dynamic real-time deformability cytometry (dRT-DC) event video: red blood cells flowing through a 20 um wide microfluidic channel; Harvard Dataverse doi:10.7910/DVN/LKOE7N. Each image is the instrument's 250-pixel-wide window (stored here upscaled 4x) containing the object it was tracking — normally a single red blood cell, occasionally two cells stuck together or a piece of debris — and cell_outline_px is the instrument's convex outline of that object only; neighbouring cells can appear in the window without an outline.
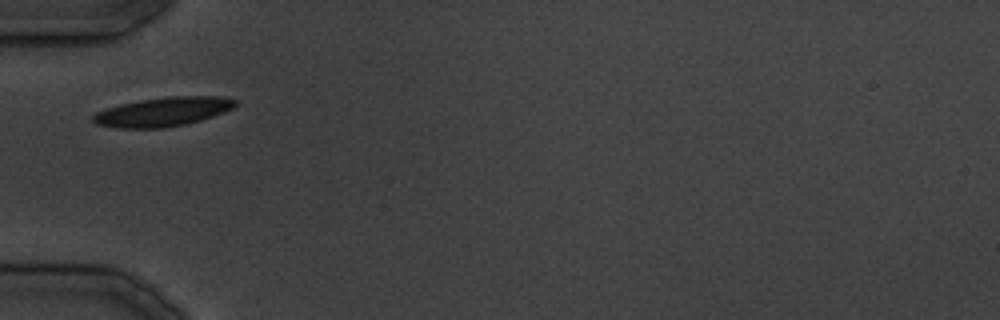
{"species": "common noctule bat (a hibernating species)", "species_latin": "Nyctalus noctula", "temperature_condition": "cold", "stored_images_in_passage": 23, "camera_frame_rate_fps": 3000, "um_per_image_px": 0.085, "animal": {"sex": "male", "body_mass_g": 19.5, "forearm_length_mm": 54.6}, "frame": {"image": 1, "passage_image": 1, "time_ms": 0.0, "image_size_px": [1000, 320], "cell_outline_px": [[236, 104], [232, 108], [224, 112], [200, 120], [184, 124], [164, 128], [116, 128], [96, 124], [92, 120], [92, 116], [96, 112], [120, 104], [140, 100], [172, 96], [216, 96], [236, 100]], "centroid_in_image_um": [13.82, 9.5], "position_along_channel_um": 71.2, "area_um2": 23.87}}
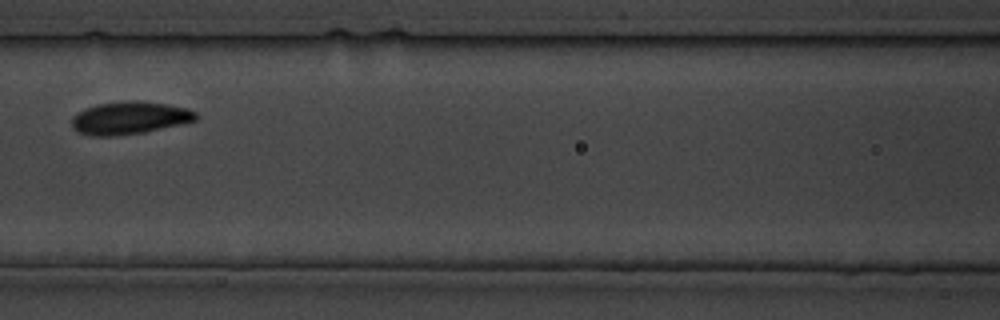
{"frame": {"image": 2, "passage_image": 6, "time_ms": 5.667, "image_size_px": [1000, 320], "cell_outline_px": [[200, 116], [196, 120], [180, 124], [144, 132], [116, 136], [92, 136], [80, 132], [72, 128], [72, 116], [96, 104], [132, 100], [136, 100], [164, 104], [188, 108], [196, 112]], "centroid_in_image_um": [11.03, 10.03], "position_along_channel_um": 155.6, "area_um2": 23.47}}
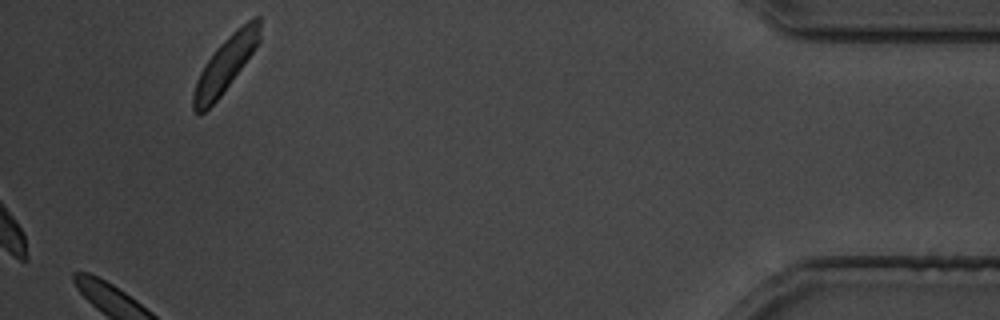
{"frame": {"image": 3, "passage_image": 23, "time_ms": 27.0, "image_size_px": [1000, 320], "cell_outline_px": [[260, 40], [252, 52], [220, 96], [204, 112], [196, 112], [192, 108], [192, 96], [196, 80], [200, 72], [216, 48], [236, 28], [252, 16], [260, 16]], "centroid_in_image_um": [19.16, 5.42], "position_along_channel_um": 416.0, "area_um2": 20.81}}